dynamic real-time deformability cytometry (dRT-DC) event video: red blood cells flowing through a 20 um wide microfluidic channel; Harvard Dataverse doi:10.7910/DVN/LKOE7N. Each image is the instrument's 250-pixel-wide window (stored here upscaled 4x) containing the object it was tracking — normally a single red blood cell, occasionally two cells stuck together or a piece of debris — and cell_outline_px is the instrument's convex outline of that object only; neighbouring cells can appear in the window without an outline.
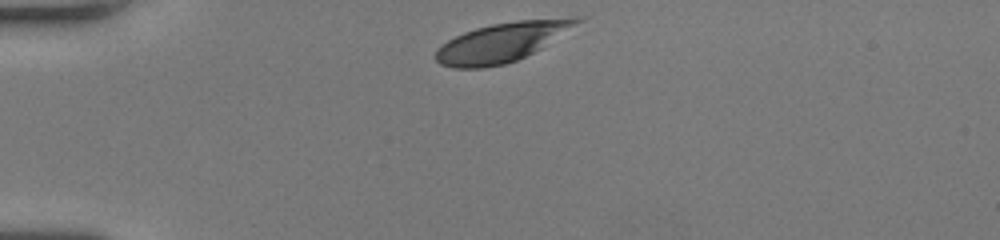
{"species": "human", "species_latin": "Homo sapiens", "temperature_condition": "room temperature", "stored_images_in_passage": 32, "camera_frame_rate_fps": 3000, "um_per_image_px": 0.085, "donor": {"sex": "female"}, "frame": {"image": 1, "passage_image": 1, "time_ms": 0.0, "image_size_px": [1000, 240], "cell_outline_px": [[588, 16], [584, 20], [540, 48], [516, 60], [504, 64], [484, 68], [452, 68], [440, 64], [436, 60], [436, 48], [448, 40], [464, 32], [476, 28], [492, 24], [520, 20], [576, 16]], "centroid_in_image_um": [42.67, 3.57], "position_along_channel_um": 42.3, "area_um2": 32.14}}
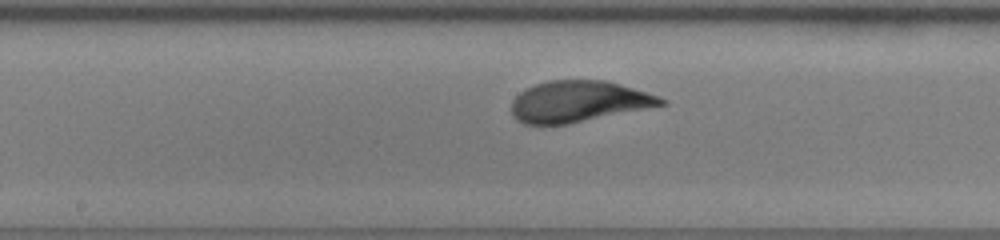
{"frame": {"image": 2, "passage_image": 16, "time_ms": 5.0, "image_size_px": [1000, 240], "cell_outline_px": [[668, 104], [568, 124], [524, 124], [516, 120], [512, 116], [512, 100], [520, 92], [536, 84], [548, 80], [604, 80], [632, 88], [668, 100]], "centroid_in_image_um": [49.15, 8.63], "position_along_channel_um": 199.1, "area_um2": 35.6}}
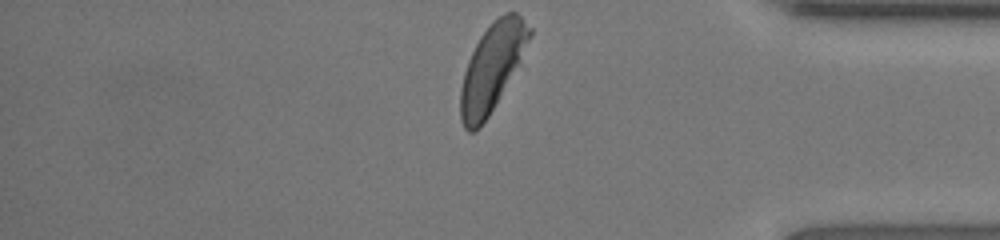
{"frame": {"image": 3, "passage_image": 32, "time_ms": 10.333, "image_size_px": [1000, 240], "cell_outline_px": [[532, 36], [488, 116], [472, 132], [468, 132], [464, 128], [460, 120], [460, 88], [464, 72], [468, 60], [480, 36], [504, 12], [516, 12], [532, 28]], "centroid_in_image_um": [41.79, 5.71], "position_along_channel_um": 393.4, "area_um2": 33.76}, "authors_computed_cell_mechanics": {"area_um2": 36.1828, "velocity_mm_per_s": 3.9925, "shape_relaxation_time_tau1_ms": 3.8785, "shape_relaxation_time_tau2_ms": null, "deformation_change_tau1": 0.2085, "deformation_change_tau2": null}}